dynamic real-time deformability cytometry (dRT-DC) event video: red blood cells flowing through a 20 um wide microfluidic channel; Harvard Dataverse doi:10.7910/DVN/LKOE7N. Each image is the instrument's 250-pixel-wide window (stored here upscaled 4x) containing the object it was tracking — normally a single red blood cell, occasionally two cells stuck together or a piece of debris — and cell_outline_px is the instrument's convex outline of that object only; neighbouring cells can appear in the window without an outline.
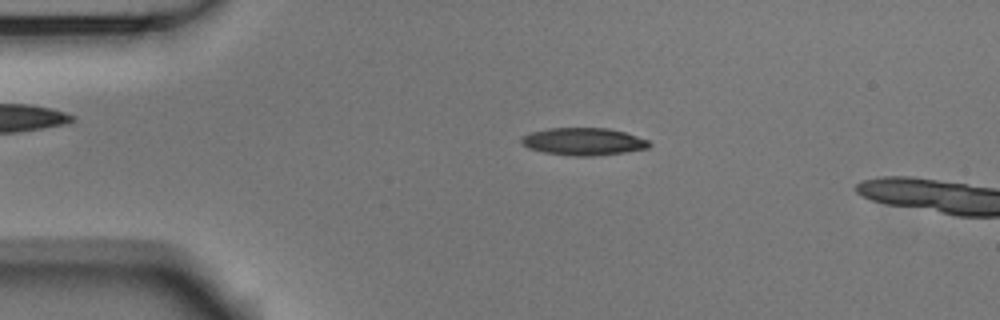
{"species": "Egyptian fruit bat (a non-hibernating species)", "species_latin": "Rousettus aegyptiacus", "temperature_condition": "room temperature", "stored_images_in_passage": 6, "camera_frame_rate_fps": 3000, "um_per_image_px": 0.085, "animal": {"sex": "male"}, "frame": {"image": 1, "passage_image": 3, "time_ms": 0.667, "image_size_px": [1000, 320], "cell_outline_px": [[652, 144], [648, 148], [624, 152], [592, 156], [572, 156], [544, 152], [528, 148], [520, 144], [520, 140], [524, 136], [532, 132], [548, 128], [608, 128], [624, 132], [648, 140]], "centroid_in_image_um": [49.58, 12.03], "position_along_channel_um": 35.4, "area_um2": 20.35}}